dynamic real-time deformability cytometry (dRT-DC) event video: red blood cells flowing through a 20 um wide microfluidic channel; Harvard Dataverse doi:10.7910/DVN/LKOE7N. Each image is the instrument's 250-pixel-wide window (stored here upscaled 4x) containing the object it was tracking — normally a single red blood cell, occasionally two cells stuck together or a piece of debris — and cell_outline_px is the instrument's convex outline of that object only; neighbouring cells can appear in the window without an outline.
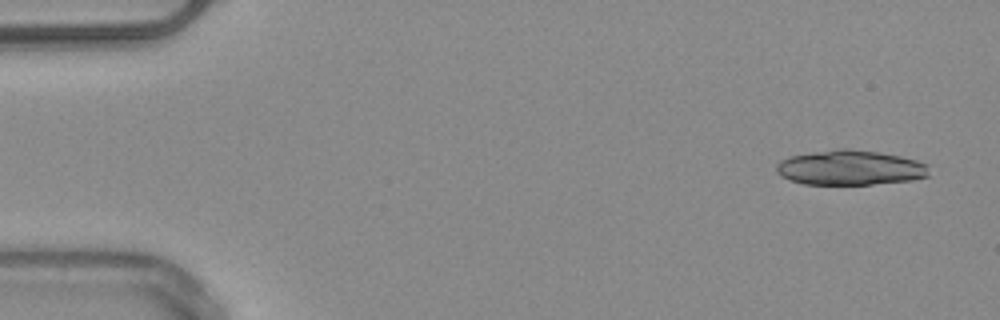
{"species": "common noctule bat (a hibernating species)", "species_latin": "Nyctalus noctula", "temperature_condition": "warm", "stored_images_in_passage": 3, "camera_frame_rate_fps": 3000, "um_per_image_px": 0.085, "animal": {"sex": "male", "body_mass_g": 20.4}, "frame": {"image": 1, "passage_image": 1, "time_ms": 0.0, "image_size_px": [1000, 320], "cell_outline_px": [[928, 176], [912, 180], [872, 184], [804, 184], [792, 180], [776, 172], [776, 164], [780, 160], [792, 156], [812, 152], [840, 148], [848, 148], [880, 152], [900, 156], [916, 160], [928, 164]], "centroid_in_image_um": [72.28, 14.24], "position_along_channel_um": 12.7, "area_um2": 30.92}}